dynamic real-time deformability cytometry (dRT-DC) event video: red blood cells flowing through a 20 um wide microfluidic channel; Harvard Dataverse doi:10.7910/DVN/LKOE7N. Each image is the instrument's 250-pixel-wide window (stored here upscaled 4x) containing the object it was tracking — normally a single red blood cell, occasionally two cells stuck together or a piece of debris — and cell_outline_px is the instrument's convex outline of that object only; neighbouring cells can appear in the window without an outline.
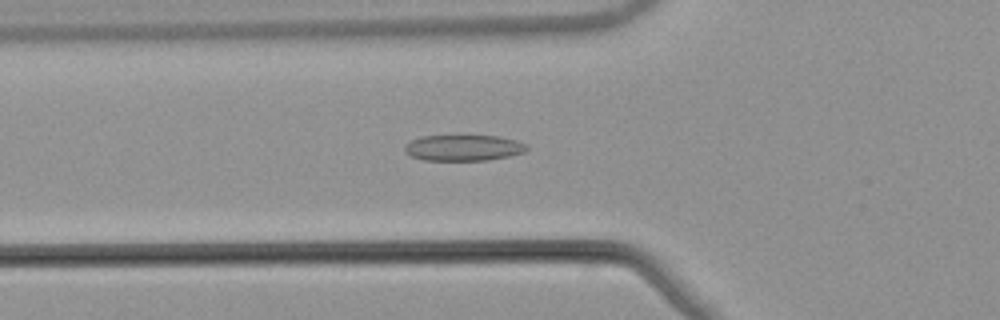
{"species": "common noctule bat (a hibernating species)", "species_latin": "Nyctalus noctula", "temperature_condition": "warm", "stored_images_in_passage": 53, "camera_frame_rate_fps": 3000, "um_per_image_px": 0.085, "animal": {"sex": "male", "body_mass_g": 21.5, "forearm_length_mm": 52.0}, "frame": {"image": 1, "passage_image": 19, "time_ms": 6.0, "image_size_px": [1000, 320], "cell_outline_px": [[528, 148], [524, 152], [508, 156], [488, 160], [424, 160], [412, 156], [404, 152], [404, 144], [420, 136], [500, 136], [516, 140], [528, 144]], "centroid_in_image_um": [39.39, 12.56], "position_along_channel_um": 86.4, "area_um2": 18.5}}
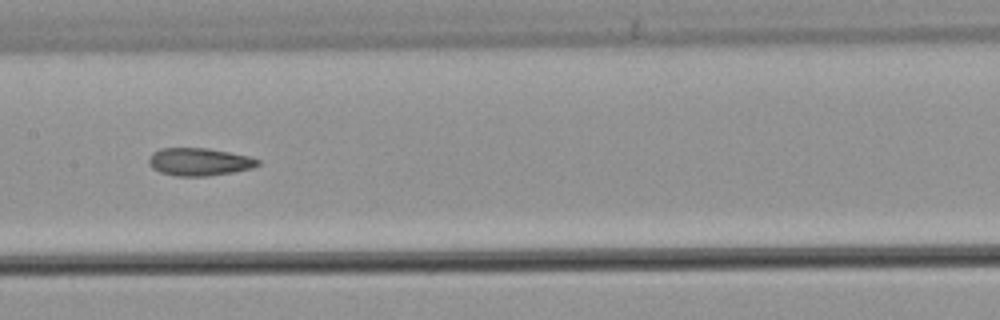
{"frame": {"image": 2, "passage_image": 27, "time_ms": 8.667, "image_size_px": [1000, 320], "cell_outline_px": [[260, 164], [252, 168], [232, 172], [208, 176], [176, 176], [160, 172], [152, 168], [148, 164], [148, 156], [152, 152], [160, 148], [208, 148], [248, 156], [260, 160]], "centroid_in_image_um": [16.89, 13.75], "position_along_channel_um": 190.5, "area_um2": 17.69}}
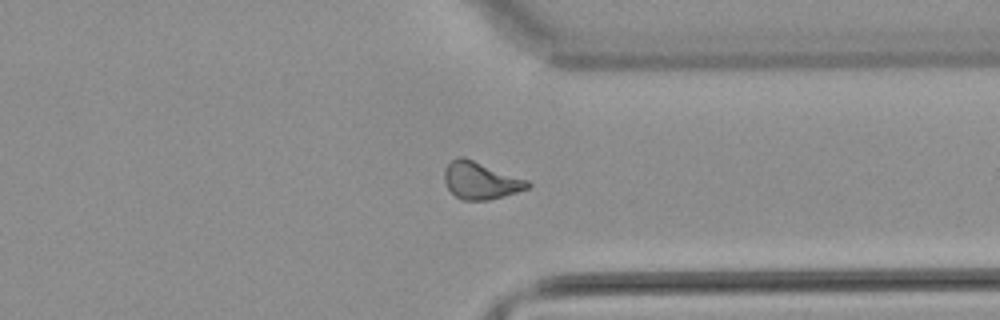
{"frame": {"image": 3, "passage_image": 41, "time_ms": 13.333, "image_size_px": [1000, 320], "cell_outline_px": [[532, 184], [528, 188], [504, 196], [488, 200], [460, 200], [448, 188], [444, 180], [444, 168], [456, 156], [464, 156], [528, 180]], "centroid_in_image_um": [40.84, 15.33], "position_along_channel_um": 370.6, "area_um2": 18.15}, "authors_computed_cell_mechanics": {"area_um2": 18.0336, "velocity_mm_per_s": 3.8801, "shape_relaxation_time_tau1_ms": null, "shape_relaxation_time_tau2_ms": 3.5501, "deformation_change_tau1": null, "deformation_change_tau2": 0.1167}}